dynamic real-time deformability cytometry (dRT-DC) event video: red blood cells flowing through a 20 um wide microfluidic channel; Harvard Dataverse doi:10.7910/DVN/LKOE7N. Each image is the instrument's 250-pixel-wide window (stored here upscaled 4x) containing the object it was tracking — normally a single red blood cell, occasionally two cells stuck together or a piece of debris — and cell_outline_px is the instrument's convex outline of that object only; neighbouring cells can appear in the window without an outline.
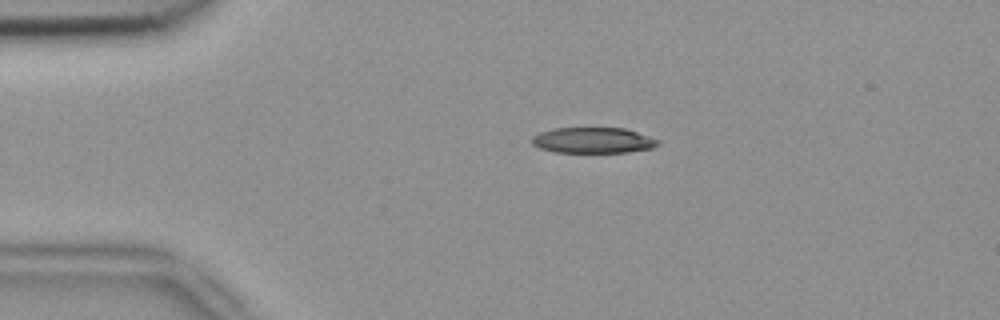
{"species": "common noctule bat (a hibernating species)", "species_latin": "Nyctalus noctula", "temperature_condition": "room temperature", "stored_images_in_passage": 3, "camera_frame_rate_fps": 3000, "um_per_image_px": 0.085, "animal": {"sex": "female", "body_mass_g": 18.4}, "frame": {"image": 1, "passage_image": 1, "time_ms": 0.0, "image_size_px": [1000, 320], "cell_outline_px": [[660, 144], [652, 148], [628, 152], [556, 152], [540, 148], [532, 144], [532, 136], [540, 132], [552, 128], [624, 128], [660, 140]], "centroid_in_image_um": [50.41, 11.92], "position_along_channel_um": 34.6, "area_um2": 18.84}}
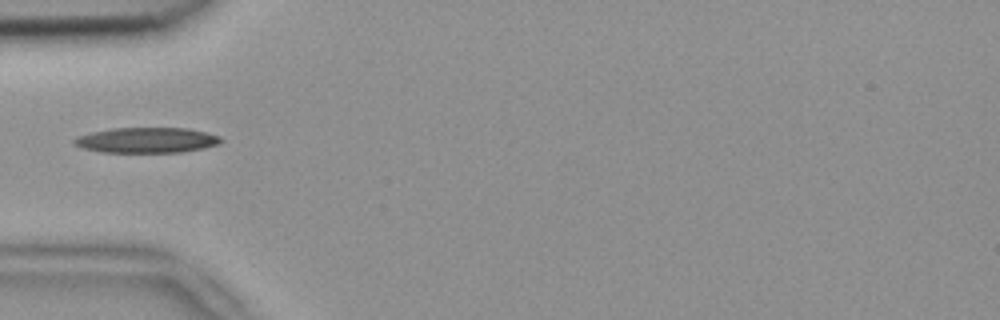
{"frame": {"image": 2, "passage_image": 3, "time_ms": 0.667, "image_size_px": [1000, 320], "cell_outline_px": [[224, 140], [220, 144], [204, 148], [180, 152], [100, 152], [84, 148], [76, 144], [72, 140], [76, 136], [92, 132], [112, 128], [188, 128], [208, 132], [220, 136]], "centroid_in_image_um": [12.52, 11.91], "position_along_channel_um": 72.5, "area_um2": 21.79}}